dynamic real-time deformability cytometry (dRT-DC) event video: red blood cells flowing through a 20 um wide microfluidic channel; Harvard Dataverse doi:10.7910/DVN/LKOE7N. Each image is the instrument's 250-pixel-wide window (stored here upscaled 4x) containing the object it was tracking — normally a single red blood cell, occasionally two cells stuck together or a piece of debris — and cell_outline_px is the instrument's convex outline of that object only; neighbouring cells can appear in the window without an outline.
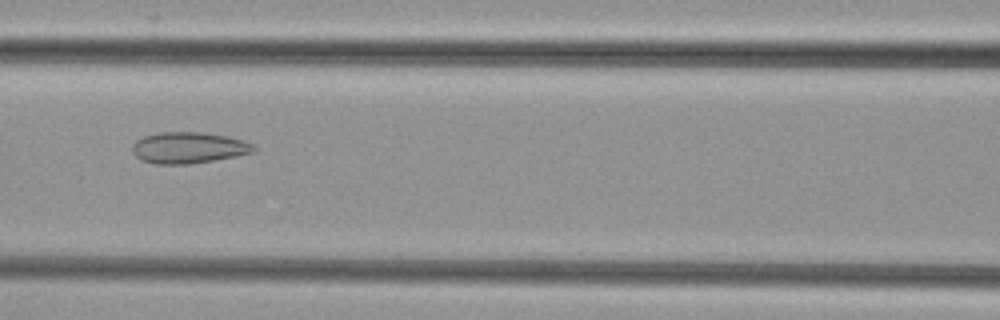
{"species": "common noctule bat (a hibernating species)", "species_latin": "Nyctalus noctula", "temperature_condition": "cold", "stored_images_in_passage": 51, "camera_frame_rate_fps": 3000, "um_per_image_px": 0.085, "animal": {"sex": "female", "body_mass_g": 29.2, "forearm_length_mm": 56.3}, "frame": {"image": 1, "passage_image": 23, "time_ms": 7.333, "image_size_px": [1000, 320], "cell_outline_px": [[256, 148], [252, 152], [236, 156], [188, 164], [156, 164], [140, 160], [132, 152], [132, 144], [136, 140], [144, 136], [160, 132], [200, 132], [228, 136], [244, 140], [252, 144]], "centroid_in_image_um": [15.99, 12.55], "position_along_channel_um": 150.6, "area_um2": 22.08}}
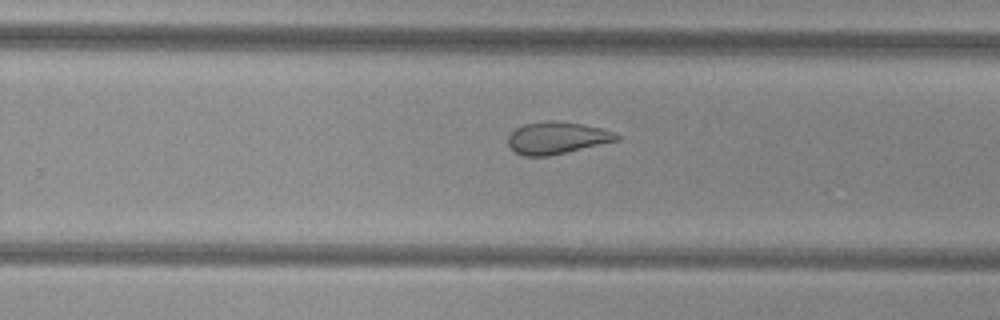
{"frame": {"image": 2, "passage_image": 33, "time_ms": 10.667, "image_size_px": [1000, 320], "cell_outline_px": [[620, 140], [548, 156], [524, 156], [516, 152], [508, 144], [508, 136], [516, 128], [524, 124], [552, 120], [580, 124], [600, 128], [616, 132], [620, 136]], "centroid_in_image_um": [47.35, 11.72], "position_along_channel_um": 282.4, "area_um2": 20.11}}
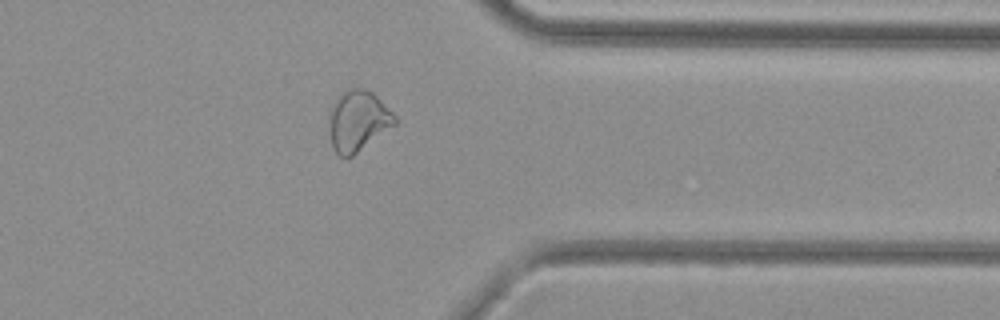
{"frame": {"image": 3, "passage_image": 41, "time_ms": 13.333, "image_size_px": [1000, 320], "cell_outline_px": [[396, 124], [352, 156], [340, 156], [332, 148], [328, 120], [332, 104], [348, 88], [364, 88], [372, 92], [396, 116]], "centroid_in_image_um": [30.41, 10.27], "position_along_channel_um": 381.0, "area_um2": 22.95}}